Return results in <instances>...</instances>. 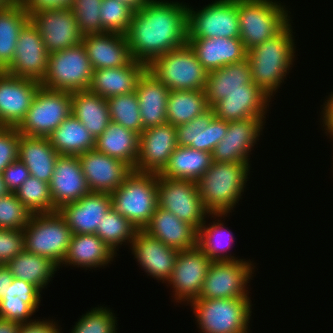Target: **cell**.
<instances>
[{
    "instance_id": "obj_48",
    "label": "cell",
    "mask_w": 333,
    "mask_h": 333,
    "mask_svg": "<svg viewBox=\"0 0 333 333\" xmlns=\"http://www.w3.org/2000/svg\"><path fill=\"white\" fill-rule=\"evenodd\" d=\"M102 1L103 0H73L70 8L74 12L78 28L83 36L106 32L101 26L99 17Z\"/></svg>"
},
{
    "instance_id": "obj_26",
    "label": "cell",
    "mask_w": 333,
    "mask_h": 333,
    "mask_svg": "<svg viewBox=\"0 0 333 333\" xmlns=\"http://www.w3.org/2000/svg\"><path fill=\"white\" fill-rule=\"evenodd\" d=\"M93 70L128 65L133 59L125 34L105 32L82 37Z\"/></svg>"
},
{
    "instance_id": "obj_59",
    "label": "cell",
    "mask_w": 333,
    "mask_h": 333,
    "mask_svg": "<svg viewBox=\"0 0 333 333\" xmlns=\"http://www.w3.org/2000/svg\"><path fill=\"white\" fill-rule=\"evenodd\" d=\"M121 3L129 6L134 11L141 9L148 0H119Z\"/></svg>"
},
{
    "instance_id": "obj_18",
    "label": "cell",
    "mask_w": 333,
    "mask_h": 333,
    "mask_svg": "<svg viewBox=\"0 0 333 333\" xmlns=\"http://www.w3.org/2000/svg\"><path fill=\"white\" fill-rule=\"evenodd\" d=\"M262 118H247L228 122L223 139L215 146L212 160L223 163H249V153L253 150L259 135L264 129Z\"/></svg>"
},
{
    "instance_id": "obj_37",
    "label": "cell",
    "mask_w": 333,
    "mask_h": 333,
    "mask_svg": "<svg viewBox=\"0 0 333 333\" xmlns=\"http://www.w3.org/2000/svg\"><path fill=\"white\" fill-rule=\"evenodd\" d=\"M29 21L21 0L0 10V71L5 72L11 65L20 31Z\"/></svg>"
},
{
    "instance_id": "obj_43",
    "label": "cell",
    "mask_w": 333,
    "mask_h": 333,
    "mask_svg": "<svg viewBox=\"0 0 333 333\" xmlns=\"http://www.w3.org/2000/svg\"><path fill=\"white\" fill-rule=\"evenodd\" d=\"M106 100L111 122L120 124L139 135L143 132L136 92L112 96Z\"/></svg>"
},
{
    "instance_id": "obj_20",
    "label": "cell",
    "mask_w": 333,
    "mask_h": 333,
    "mask_svg": "<svg viewBox=\"0 0 333 333\" xmlns=\"http://www.w3.org/2000/svg\"><path fill=\"white\" fill-rule=\"evenodd\" d=\"M40 82L0 71V127H17L31 107Z\"/></svg>"
},
{
    "instance_id": "obj_3",
    "label": "cell",
    "mask_w": 333,
    "mask_h": 333,
    "mask_svg": "<svg viewBox=\"0 0 333 333\" xmlns=\"http://www.w3.org/2000/svg\"><path fill=\"white\" fill-rule=\"evenodd\" d=\"M249 163L213 161L209 169L196 181L204 208L210 214H229L246 187Z\"/></svg>"
},
{
    "instance_id": "obj_56",
    "label": "cell",
    "mask_w": 333,
    "mask_h": 333,
    "mask_svg": "<svg viewBox=\"0 0 333 333\" xmlns=\"http://www.w3.org/2000/svg\"><path fill=\"white\" fill-rule=\"evenodd\" d=\"M325 103L322 105L321 119L323 120V127H325L324 130L326 131H333V93L329 95Z\"/></svg>"
},
{
    "instance_id": "obj_10",
    "label": "cell",
    "mask_w": 333,
    "mask_h": 333,
    "mask_svg": "<svg viewBox=\"0 0 333 333\" xmlns=\"http://www.w3.org/2000/svg\"><path fill=\"white\" fill-rule=\"evenodd\" d=\"M71 114V92L40 86L16 128L22 135L48 137Z\"/></svg>"
},
{
    "instance_id": "obj_40",
    "label": "cell",
    "mask_w": 333,
    "mask_h": 333,
    "mask_svg": "<svg viewBox=\"0 0 333 333\" xmlns=\"http://www.w3.org/2000/svg\"><path fill=\"white\" fill-rule=\"evenodd\" d=\"M227 215L211 214V217L214 219L220 217V220L216 219L215 221L217 222L213 221L211 225H206L205 220L198 230L197 245L212 261L239 260L236 256H232L228 252L232 248L234 235L228 228L226 229L224 223L221 221L222 217L224 218Z\"/></svg>"
},
{
    "instance_id": "obj_32",
    "label": "cell",
    "mask_w": 333,
    "mask_h": 333,
    "mask_svg": "<svg viewBox=\"0 0 333 333\" xmlns=\"http://www.w3.org/2000/svg\"><path fill=\"white\" fill-rule=\"evenodd\" d=\"M116 254L96 234H72L61 265L97 268L107 266Z\"/></svg>"
},
{
    "instance_id": "obj_33",
    "label": "cell",
    "mask_w": 333,
    "mask_h": 333,
    "mask_svg": "<svg viewBox=\"0 0 333 333\" xmlns=\"http://www.w3.org/2000/svg\"><path fill=\"white\" fill-rule=\"evenodd\" d=\"M251 83L253 79L247 59L208 72L205 95L209 108L228 96L231 91L246 90V84Z\"/></svg>"
},
{
    "instance_id": "obj_35",
    "label": "cell",
    "mask_w": 333,
    "mask_h": 333,
    "mask_svg": "<svg viewBox=\"0 0 333 333\" xmlns=\"http://www.w3.org/2000/svg\"><path fill=\"white\" fill-rule=\"evenodd\" d=\"M72 114L96 139L111 122L107 100L88 90L71 92Z\"/></svg>"
},
{
    "instance_id": "obj_47",
    "label": "cell",
    "mask_w": 333,
    "mask_h": 333,
    "mask_svg": "<svg viewBox=\"0 0 333 333\" xmlns=\"http://www.w3.org/2000/svg\"><path fill=\"white\" fill-rule=\"evenodd\" d=\"M228 121L215 117L209 108L200 115L198 150L212 153L215 146L223 139L227 132Z\"/></svg>"
},
{
    "instance_id": "obj_41",
    "label": "cell",
    "mask_w": 333,
    "mask_h": 333,
    "mask_svg": "<svg viewBox=\"0 0 333 333\" xmlns=\"http://www.w3.org/2000/svg\"><path fill=\"white\" fill-rule=\"evenodd\" d=\"M209 109L205 90L170 91L167 98V122L173 126L188 123Z\"/></svg>"
},
{
    "instance_id": "obj_38",
    "label": "cell",
    "mask_w": 333,
    "mask_h": 333,
    "mask_svg": "<svg viewBox=\"0 0 333 333\" xmlns=\"http://www.w3.org/2000/svg\"><path fill=\"white\" fill-rule=\"evenodd\" d=\"M59 155L78 156L95 148V138L73 114L68 116L48 137Z\"/></svg>"
},
{
    "instance_id": "obj_53",
    "label": "cell",
    "mask_w": 333,
    "mask_h": 333,
    "mask_svg": "<svg viewBox=\"0 0 333 333\" xmlns=\"http://www.w3.org/2000/svg\"><path fill=\"white\" fill-rule=\"evenodd\" d=\"M200 115L188 123L176 126L178 146H187L198 150Z\"/></svg>"
},
{
    "instance_id": "obj_25",
    "label": "cell",
    "mask_w": 333,
    "mask_h": 333,
    "mask_svg": "<svg viewBox=\"0 0 333 333\" xmlns=\"http://www.w3.org/2000/svg\"><path fill=\"white\" fill-rule=\"evenodd\" d=\"M187 43L208 72L247 58V50L239 37L188 38Z\"/></svg>"
},
{
    "instance_id": "obj_61",
    "label": "cell",
    "mask_w": 333,
    "mask_h": 333,
    "mask_svg": "<svg viewBox=\"0 0 333 333\" xmlns=\"http://www.w3.org/2000/svg\"><path fill=\"white\" fill-rule=\"evenodd\" d=\"M18 0H0V10L5 9L8 6L13 5Z\"/></svg>"
},
{
    "instance_id": "obj_44",
    "label": "cell",
    "mask_w": 333,
    "mask_h": 333,
    "mask_svg": "<svg viewBox=\"0 0 333 333\" xmlns=\"http://www.w3.org/2000/svg\"><path fill=\"white\" fill-rule=\"evenodd\" d=\"M16 197L32 214L53 213L49 183L30 176L15 192Z\"/></svg>"
},
{
    "instance_id": "obj_16",
    "label": "cell",
    "mask_w": 333,
    "mask_h": 333,
    "mask_svg": "<svg viewBox=\"0 0 333 333\" xmlns=\"http://www.w3.org/2000/svg\"><path fill=\"white\" fill-rule=\"evenodd\" d=\"M177 146L176 127L171 123L144 129L139 135L134 171L159 174Z\"/></svg>"
},
{
    "instance_id": "obj_31",
    "label": "cell",
    "mask_w": 333,
    "mask_h": 333,
    "mask_svg": "<svg viewBox=\"0 0 333 333\" xmlns=\"http://www.w3.org/2000/svg\"><path fill=\"white\" fill-rule=\"evenodd\" d=\"M58 156V152L47 137H31L21 134L18 159L28 168L30 176L49 183Z\"/></svg>"
},
{
    "instance_id": "obj_12",
    "label": "cell",
    "mask_w": 333,
    "mask_h": 333,
    "mask_svg": "<svg viewBox=\"0 0 333 333\" xmlns=\"http://www.w3.org/2000/svg\"><path fill=\"white\" fill-rule=\"evenodd\" d=\"M193 9L188 5V38L239 37L237 0H215Z\"/></svg>"
},
{
    "instance_id": "obj_24",
    "label": "cell",
    "mask_w": 333,
    "mask_h": 333,
    "mask_svg": "<svg viewBox=\"0 0 333 333\" xmlns=\"http://www.w3.org/2000/svg\"><path fill=\"white\" fill-rule=\"evenodd\" d=\"M49 187L56 211L62 205L78 201L91 192L78 156H58Z\"/></svg>"
},
{
    "instance_id": "obj_52",
    "label": "cell",
    "mask_w": 333,
    "mask_h": 333,
    "mask_svg": "<svg viewBox=\"0 0 333 333\" xmlns=\"http://www.w3.org/2000/svg\"><path fill=\"white\" fill-rule=\"evenodd\" d=\"M1 174L10 193H15L30 177L28 168L19 159L8 165Z\"/></svg>"
},
{
    "instance_id": "obj_45",
    "label": "cell",
    "mask_w": 333,
    "mask_h": 333,
    "mask_svg": "<svg viewBox=\"0 0 333 333\" xmlns=\"http://www.w3.org/2000/svg\"><path fill=\"white\" fill-rule=\"evenodd\" d=\"M116 318L109 308L95 307L79 318L71 333H117Z\"/></svg>"
},
{
    "instance_id": "obj_19",
    "label": "cell",
    "mask_w": 333,
    "mask_h": 333,
    "mask_svg": "<svg viewBox=\"0 0 333 333\" xmlns=\"http://www.w3.org/2000/svg\"><path fill=\"white\" fill-rule=\"evenodd\" d=\"M78 158L91 192L111 194L133 171L128 164L95 149L78 155Z\"/></svg>"
},
{
    "instance_id": "obj_11",
    "label": "cell",
    "mask_w": 333,
    "mask_h": 333,
    "mask_svg": "<svg viewBox=\"0 0 333 333\" xmlns=\"http://www.w3.org/2000/svg\"><path fill=\"white\" fill-rule=\"evenodd\" d=\"M158 207L172 212L197 231L205 222V218L211 216L204 208L197 183L192 180L171 179L158 175Z\"/></svg>"
},
{
    "instance_id": "obj_34",
    "label": "cell",
    "mask_w": 333,
    "mask_h": 333,
    "mask_svg": "<svg viewBox=\"0 0 333 333\" xmlns=\"http://www.w3.org/2000/svg\"><path fill=\"white\" fill-rule=\"evenodd\" d=\"M139 134L110 122L95 140V150L128 164L133 170L138 156Z\"/></svg>"
},
{
    "instance_id": "obj_14",
    "label": "cell",
    "mask_w": 333,
    "mask_h": 333,
    "mask_svg": "<svg viewBox=\"0 0 333 333\" xmlns=\"http://www.w3.org/2000/svg\"><path fill=\"white\" fill-rule=\"evenodd\" d=\"M31 23L39 31L50 54L82 42L74 12L70 7L28 12Z\"/></svg>"
},
{
    "instance_id": "obj_51",
    "label": "cell",
    "mask_w": 333,
    "mask_h": 333,
    "mask_svg": "<svg viewBox=\"0 0 333 333\" xmlns=\"http://www.w3.org/2000/svg\"><path fill=\"white\" fill-rule=\"evenodd\" d=\"M25 249L23 230L0 229V264H7Z\"/></svg>"
},
{
    "instance_id": "obj_28",
    "label": "cell",
    "mask_w": 333,
    "mask_h": 333,
    "mask_svg": "<svg viewBox=\"0 0 333 333\" xmlns=\"http://www.w3.org/2000/svg\"><path fill=\"white\" fill-rule=\"evenodd\" d=\"M147 66L132 60L128 65L93 70L89 90L102 98L135 92L137 82Z\"/></svg>"
},
{
    "instance_id": "obj_7",
    "label": "cell",
    "mask_w": 333,
    "mask_h": 333,
    "mask_svg": "<svg viewBox=\"0 0 333 333\" xmlns=\"http://www.w3.org/2000/svg\"><path fill=\"white\" fill-rule=\"evenodd\" d=\"M147 70L170 91L205 90L208 79V71L188 43L156 58Z\"/></svg>"
},
{
    "instance_id": "obj_60",
    "label": "cell",
    "mask_w": 333,
    "mask_h": 333,
    "mask_svg": "<svg viewBox=\"0 0 333 333\" xmlns=\"http://www.w3.org/2000/svg\"><path fill=\"white\" fill-rule=\"evenodd\" d=\"M9 193L10 191L3 180L2 174H0V197L6 196Z\"/></svg>"
},
{
    "instance_id": "obj_4",
    "label": "cell",
    "mask_w": 333,
    "mask_h": 333,
    "mask_svg": "<svg viewBox=\"0 0 333 333\" xmlns=\"http://www.w3.org/2000/svg\"><path fill=\"white\" fill-rule=\"evenodd\" d=\"M110 195L112 208L143 230L158 207V174L133 170Z\"/></svg>"
},
{
    "instance_id": "obj_23",
    "label": "cell",
    "mask_w": 333,
    "mask_h": 333,
    "mask_svg": "<svg viewBox=\"0 0 333 333\" xmlns=\"http://www.w3.org/2000/svg\"><path fill=\"white\" fill-rule=\"evenodd\" d=\"M228 94L211 107L215 117L228 122L247 118H262L265 121L271 98L258 85L246 84V90Z\"/></svg>"
},
{
    "instance_id": "obj_27",
    "label": "cell",
    "mask_w": 333,
    "mask_h": 333,
    "mask_svg": "<svg viewBox=\"0 0 333 333\" xmlns=\"http://www.w3.org/2000/svg\"><path fill=\"white\" fill-rule=\"evenodd\" d=\"M143 230L178 251L197 246L198 231L172 212L160 207H157L149 224Z\"/></svg>"
},
{
    "instance_id": "obj_55",
    "label": "cell",
    "mask_w": 333,
    "mask_h": 333,
    "mask_svg": "<svg viewBox=\"0 0 333 333\" xmlns=\"http://www.w3.org/2000/svg\"><path fill=\"white\" fill-rule=\"evenodd\" d=\"M58 324L54 320H35L21 324L18 333H61Z\"/></svg>"
},
{
    "instance_id": "obj_36",
    "label": "cell",
    "mask_w": 333,
    "mask_h": 333,
    "mask_svg": "<svg viewBox=\"0 0 333 333\" xmlns=\"http://www.w3.org/2000/svg\"><path fill=\"white\" fill-rule=\"evenodd\" d=\"M212 162V153L187 146H177L158 175L196 182L209 169Z\"/></svg>"
},
{
    "instance_id": "obj_50",
    "label": "cell",
    "mask_w": 333,
    "mask_h": 333,
    "mask_svg": "<svg viewBox=\"0 0 333 333\" xmlns=\"http://www.w3.org/2000/svg\"><path fill=\"white\" fill-rule=\"evenodd\" d=\"M21 134L16 127H0V174L18 159Z\"/></svg>"
},
{
    "instance_id": "obj_42",
    "label": "cell",
    "mask_w": 333,
    "mask_h": 333,
    "mask_svg": "<svg viewBox=\"0 0 333 333\" xmlns=\"http://www.w3.org/2000/svg\"><path fill=\"white\" fill-rule=\"evenodd\" d=\"M137 230L128 219L111 207L98 224L95 234L117 254L119 244H131Z\"/></svg>"
},
{
    "instance_id": "obj_46",
    "label": "cell",
    "mask_w": 333,
    "mask_h": 333,
    "mask_svg": "<svg viewBox=\"0 0 333 333\" xmlns=\"http://www.w3.org/2000/svg\"><path fill=\"white\" fill-rule=\"evenodd\" d=\"M134 10L119 0H103L100 7L101 26L106 32L125 34Z\"/></svg>"
},
{
    "instance_id": "obj_21",
    "label": "cell",
    "mask_w": 333,
    "mask_h": 333,
    "mask_svg": "<svg viewBox=\"0 0 333 333\" xmlns=\"http://www.w3.org/2000/svg\"><path fill=\"white\" fill-rule=\"evenodd\" d=\"M130 246L137 262L148 275L162 283L171 278L178 250L168 247L144 230H137Z\"/></svg>"
},
{
    "instance_id": "obj_17",
    "label": "cell",
    "mask_w": 333,
    "mask_h": 333,
    "mask_svg": "<svg viewBox=\"0 0 333 333\" xmlns=\"http://www.w3.org/2000/svg\"><path fill=\"white\" fill-rule=\"evenodd\" d=\"M49 53L37 28L29 21L20 31L7 74L41 82L47 71Z\"/></svg>"
},
{
    "instance_id": "obj_15",
    "label": "cell",
    "mask_w": 333,
    "mask_h": 333,
    "mask_svg": "<svg viewBox=\"0 0 333 333\" xmlns=\"http://www.w3.org/2000/svg\"><path fill=\"white\" fill-rule=\"evenodd\" d=\"M213 261L197 245L192 249L179 251L171 278L167 281L172 285L176 302L190 304L199 297L209 266ZM179 300V301H178Z\"/></svg>"
},
{
    "instance_id": "obj_22",
    "label": "cell",
    "mask_w": 333,
    "mask_h": 333,
    "mask_svg": "<svg viewBox=\"0 0 333 333\" xmlns=\"http://www.w3.org/2000/svg\"><path fill=\"white\" fill-rule=\"evenodd\" d=\"M111 207L110 194L90 192L78 201L62 205L57 211L72 234H95L98 224Z\"/></svg>"
},
{
    "instance_id": "obj_13",
    "label": "cell",
    "mask_w": 333,
    "mask_h": 333,
    "mask_svg": "<svg viewBox=\"0 0 333 333\" xmlns=\"http://www.w3.org/2000/svg\"><path fill=\"white\" fill-rule=\"evenodd\" d=\"M254 268L245 259L213 261L197 299L250 298L246 288Z\"/></svg>"
},
{
    "instance_id": "obj_5",
    "label": "cell",
    "mask_w": 333,
    "mask_h": 333,
    "mask_svg": "<svg viewBox=\"0 0 333 333\" xmlns=\"http://www.w3.org/2000/svg\"><path fill=\"white\" fill-rule=\"evenodd\" d=\"M275 0H237L240 35L245 49L262 44L292 21L285 5Z\"/></svg>"
},
{
    "instance_id": "obj_58",
    "label": "cell",
    "mask_w": 333,
    "mask_h": 333,
    "mask_svg": "<svg viewBox=\"0 0 333 333\" xmlns=\"http://www.w3.org/2000/svg\"><path fill=\"white\" fill-rule=\"evenodd\" d=\"M20 323L0 318V333H18Z\"/></svg>"
},
{
    "instance_id": "obj_39",
    "label": "cell",
    "mask_w": 333,
    "mask_h": 333,
    "mask_svg": "<svg viewBox=\"0 0 333 333\" xmlns=\"http://www.w3.org/2000/svg\"><path fill=\"white\" fill-rule=\"evenodd\" d=\"M6 266L14 278L29 282L41 291L49 284L57 269L60 268L49 258L36 255L26 249L10 260Z\"/></svg>"
},
{
    "instance_id": "obj_2",
    "label": "cell",
    "mask_w": 333,
    "mask_h": 333,
    "mask_svg": "<svg viewBox=\"0 0 333 333\" xmlns=\"http://www.w3.org/2000/svg\"><path fill=\"white\" fill-rule=\"evenodd\" d=\"M289 23L273 38L247 51L253 83L272 98L294 62V36ZM285 77V78H284ZM283 81V82H282ZM274 93V95H273ZM272 96V97H271Z\"/></svg>"
},
{
    "instance_id": "obj_8",
    "label": "cell",
    "mask_w": 333,
    "mask_h": 333,
    "mask_svg": "<svg viewBox=\"0 0 333 333\" xmlns=\"http://www.w3.org/2000/svg\"><path fill=\"white\" fill-rule=\"evenodd\" d=\"M93 69L82 42L49 54L42 87L59 91L88 90Z\"/></svg>"
},
{
    "instance_id": "obj_62",
    "label": "cell",
    "mask_w": 333,
    "mask_h": 333,
    "mask_svg": "<svg viewBox=\"0 0 333 333\" xmlns=\"http://www.w3.org/2000/svg\"><path fill=\"white\" fill-rule=\"evenodd\" d=\"M325 133H327V135H328V133L330 134L329 136L331 137L332 136V139H333V131H326Z\"/></svg>"
},
{
    "instance_id": "obj_57",
    "label": "cell",
    "mask_w": 333,
    "mask_h": 333,
    "mask_svg": "<svg viewBox=\"0 0 333 333\" xmlns=\"http://www.w3.org/2000/svg\"><path fill=\"white\" fill-rule=\"evenodd\" d=\"M13 275L5 264H0V300L8 290L9 285L13 282Z\"/></svg>"
},
{
    "instance_id": "obj_30",
    "label": "cell",
    "mask_w": 333,
    "mask_h": 333,
    "mask_svg": "<svg viewBox=\"0 0 333 333\" xmlns=\"http://www.w3.org/2000/svg\"><path fill=\"white\" fill-rule=\"evenodd\" d=\"M40 293L41 290L37 286L14 278L0 300V318L16 321L20 324L35 321L31 317L39 308Z\"/></svg>"
},
{
    "instance_id": "obj_1",
    "label": "cell",
    "mask_w": 333,
    "mask_h": 333,
    "mask_svg": "<svg viewBox=\"0 0 333 333\" xmlns=\"http://www.w3.org/2000/svg\"><path fill=\"white\" fill-rule=\"evenodd\" d=\"M187 4L148 0L135 11L125 37L133 60L147 67L188 40Z\"/></svg>"
},
{
    "instance_id": "obj_54",
    "label": "cell",
    "mask_w": 333,
    "mask_h": 333,
    "mask_svg": "<svg viewBox=\"0 0 333 333\" xmlns=\"http://www.w3.org/2000/svg\"><path fill=\"white\" fill-rule=\"evenodd\" d=\"M27 12L71 7L73 0H21Z\"/></svg>"
},
{
    "instance_id": "obj_9",
    "label": "cell",
    "mask_w": 333,
    "mask_h": 333,
    "mask_svg": "<svg viewBox=\"0 0 333 333\" xmlns=\"http://www.w3.org/2000/svg\"><path fill=\"white\" fill-rule=\"evenodd\" d=\"M23 232L27 251L47 257L61 267L72 233L58 211L32 214Z\"/></svg>"
},
{
    "instance_id": "obj_6",
    "label": "cell",
    "mask_w": 333,
    "mask_h": 333,
    "mask_svg": "<svg viewBox=\"0 0 333 333\" xmlns=\"http://www.w3.org/2000/svg\"><path fill=\"white\" fill-rule=\"evenodd\" d=\"M250 298L195 299L190 306L202 333H249Z\"/></svg>"
},
{
    "instance_id": "obj_29",
    "label": "cell",
    "mask_w": 333,
    "mask_h": 333,
    "mask_svg": "<svg viewBox=\"0 0 333 333\" xmlns=\"http://www.w3.org/2000/svg\"><path fill=\"white\" fill-rule=\"evenodd\" d=\"M143 129L167 123V98L170 90L146 70L137 82L136 90Z\"/></svg>"
},
{
    "instance_id": "obj_49",
    "label": "cell",
    "mask_w": 333,
    "mask_h": 333,
    "mask_svg": "<svg viewBox=\"0 0 333 333\" xmlns=\"http://www.w3.org/2000/svg\"><path fill=\"white\" fill-rule=\"evenodd\" d=\"M31 216L15 193L0 197V229L23 230Z\"/></svg>"
}]
</instances>
